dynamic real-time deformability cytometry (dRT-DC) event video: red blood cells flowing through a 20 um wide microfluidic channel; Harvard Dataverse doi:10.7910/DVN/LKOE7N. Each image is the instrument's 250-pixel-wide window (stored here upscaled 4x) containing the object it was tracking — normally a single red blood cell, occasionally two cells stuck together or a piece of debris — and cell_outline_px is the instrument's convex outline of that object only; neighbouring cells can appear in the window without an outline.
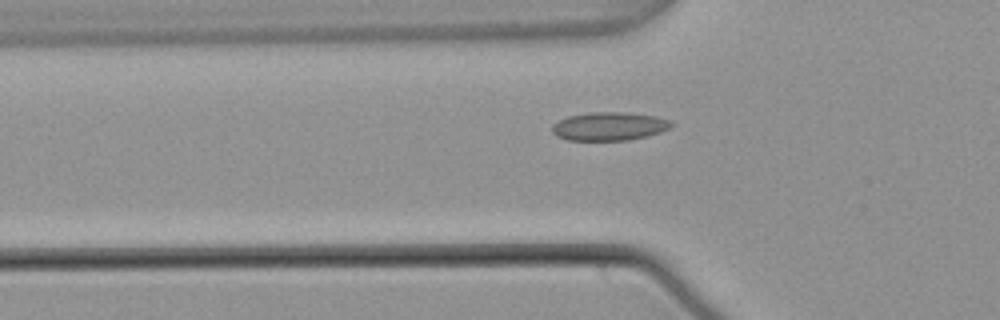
{"species": "common noctule bat (a hibernating species)", "species_latin": "Nyctalus noctula", "temperature_condition": "warm", "stored_images_in_passage": 41, "camera_frame_rate_fps": 3000, "um_per_image_px": 0.085, "animal": {"sex": "male", "body_mass_g": 21.5, "forearm_length_mm": 52.0}, "frame": {"image": 1, "passage_image": 17, "time_ms": 5.333, "image_size_px": [1000, 320], "cell_outline_px": [[672, 124], [668, 128], [660, 132], [648, 136], [628, 140], [568, 140], [556, 136], [552, 132], [552, 124], [568, 116], [588, 112], [624, 112], [656, 116], [672, 120]], "centroid_in_image_um": [51.77, 10.73], "position_along_channel_um": 74.0, "area_um2": 19.77}}
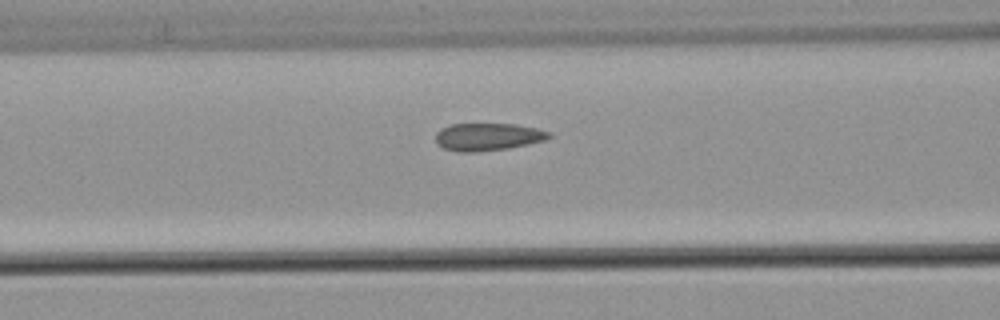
{"frame": {"image": 2, "passage_image": 21, "time_ms": 6.667, "image_size_px": [1000, 320], "cell_outline_px": [[552, 136], [544, 140], [528, 144], [508, 148], [476, 152], [456, 152], [444, 148], [436, 144], [436, 132], [440, 128], [448, 124], [516, 124], [536, 128], [552, 132]], "centroid_in_image_um": [41.44, 11.63], "position_along_channel_um": 125.2, "area_um2": 18.38}}
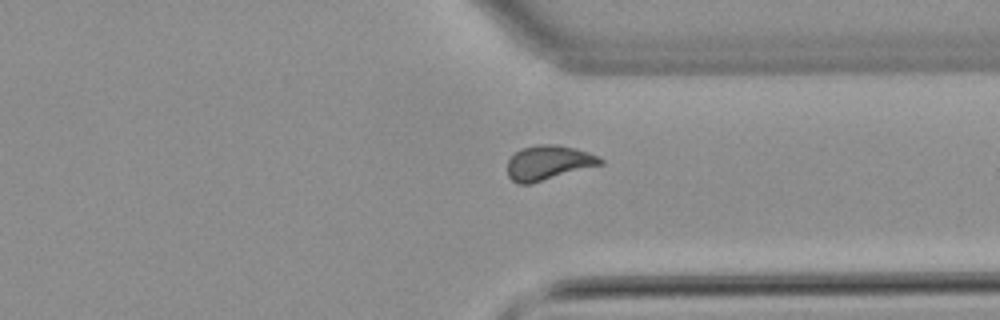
{"frame": {"image": 3, "passage_image": 40, "time_ms": 13.0, "image_size_px": [1000, 320], "cell_outline_px": [[604, 164], [532, 184], [520, 184], [512, 180], [508, 176], [508, 160], [520, 148], [536, 144], [556, 144], [588, 152], [604, 160]], "centroid_in_image_um": [46.61, 13.84], "position_along_channel_um": 364.8, "area_um2": 18.84}, "authors_computed_cell_mechanics": {"area_um2": 18.9006, "velocity_mm_per_s": 3.7799, "shape_relaxation_time_tau1_ms": null, "shape_relaxation_time_tau2_ms": 0.8634, "deformation_change_tau1": null, "deformation_change_tau2": 0.0792}}